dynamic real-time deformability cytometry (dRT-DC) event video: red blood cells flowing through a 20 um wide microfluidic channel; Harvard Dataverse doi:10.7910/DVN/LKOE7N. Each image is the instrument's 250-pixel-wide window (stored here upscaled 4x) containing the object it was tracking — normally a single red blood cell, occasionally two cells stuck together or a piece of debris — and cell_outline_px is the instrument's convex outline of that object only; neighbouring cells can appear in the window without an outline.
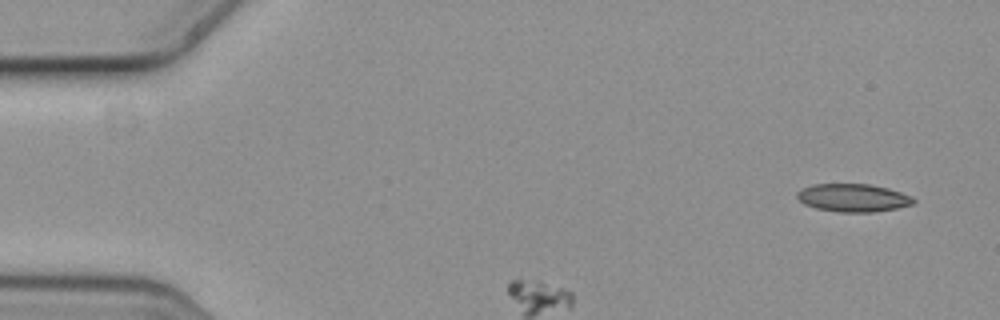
{"species": "common noctule bat (a hibernating species)", "species_latin": "Nyctalus noctula", "temperature_condition": "cold", "stored_images_in_passage": 14, "camera_frame_rate_fps": 3000, "um_per_image_px": 0.085, "animal": {"sex": "female", "body_mass_g": 19.3, "forearm_length_mm": 54.1}, "frame": {"image": 1, "passage_image": 1, "time_ms": 0.0, "image_size_px": [1000, 320], "cell_outline_px": [[916, 200], [912, 204], [896, 208], [876, 212], [840, 212], [816, 208], [804, 204], [796, 196], [796, 192], [812, 184], [868, 184], [888, 188], [912, 196]], "centroid_in_image_um": [72.51, 16.81], "position_along_channel_um": 12.5, "area_um2": 18.9}}
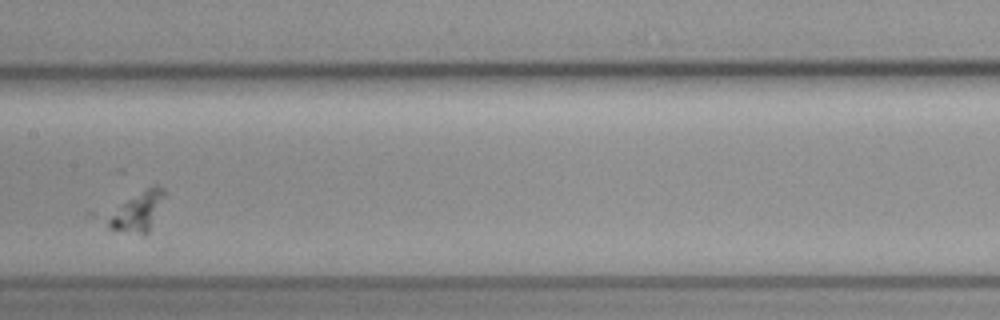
{"frame": {"image": 2, "passage_image": 6, "time_ms": 1.667, "image_size_px": [1000, 320], "cell_outline_px": [[164, 196], [148, 232], [144, 236], [108, 228], [108, 220], [128, 200], [152, 184], [156, 184], [164, 188]], "centroid_in_image_um": [11.76, 17.99], "position_along_channel_um": 195.6, "area_um2": 12.14}}
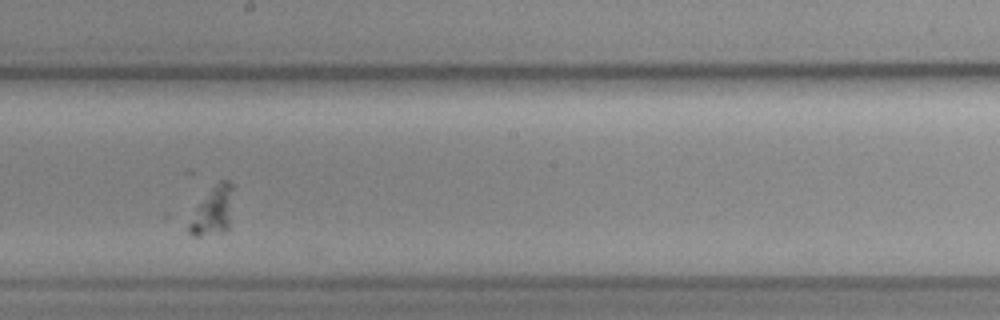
{"frame": {"image": 3, "passage_image": 7, "time_ms": 2.0, "image_size_px": [1000, 320], "cell_outline_px": [[232, 188], [228, 228], [224, 232], [200, 236], [192, 236], [188, 232], [188, 224], [196, 208], [212, 188], [220, 180], [228, 180], [232, 184]], "centroid_in_image_um": [18.07, 17.97], "position_along_channel_um": 230.1, "area_um2": 11.96}}